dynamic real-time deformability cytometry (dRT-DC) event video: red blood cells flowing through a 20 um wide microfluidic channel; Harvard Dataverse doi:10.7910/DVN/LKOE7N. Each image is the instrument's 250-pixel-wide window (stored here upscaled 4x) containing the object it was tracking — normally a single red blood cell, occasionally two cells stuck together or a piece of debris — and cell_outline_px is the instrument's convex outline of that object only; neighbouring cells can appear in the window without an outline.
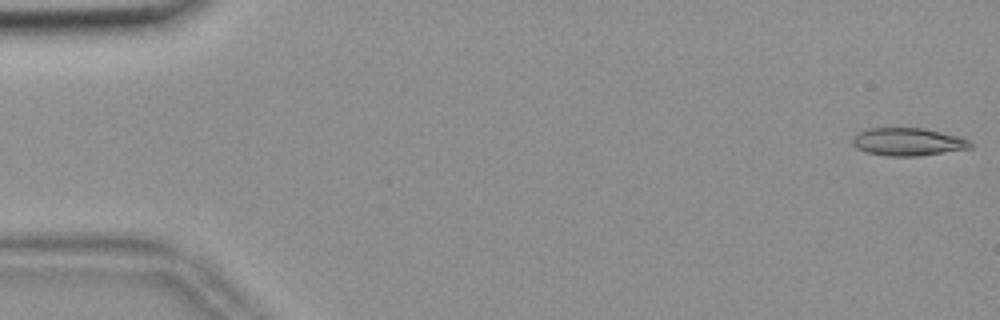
{"species": "common noctule bat (a hibernating species)", "species_latin": "Nyctalus noctula", "temperature_condition": "room temperature", "stored_images_in_passage": 55, "camera_frame_rate_fps": 3000, "um_per_image_px": 0.085, "animal": {"sex": "female", "body_mass_g": 18.4}, "frame": {"image": 1, "passage_image": 1, "time_ms": 0.0, "image_size_px": [1000, 320], "cell_outline_px": [[972, 148], [920, 156], [888, 156], [864, 152], [856, 148], [852, 144], [852, 140], [856, 132], [868, 128], [924, 128], [956, 136], [968, 140], [972, 144]], "centroid_in_image_um": [77.12, 12.06], "position_along_channel_um": 7.9, "area_um2": 19.19}}
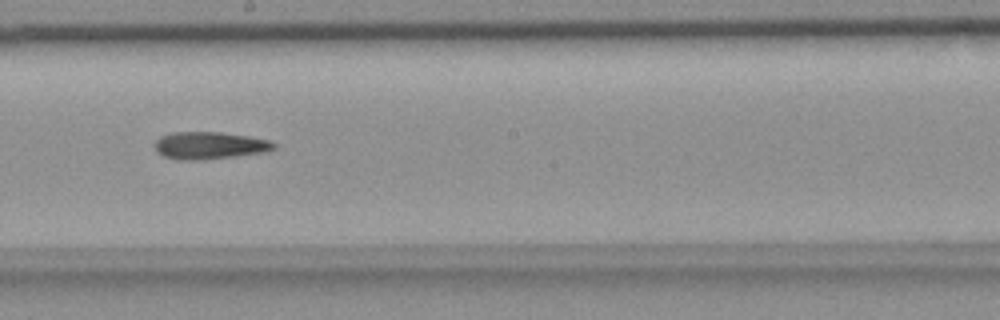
{"frame": {"image": 2, "passage_image": 31, "time_ms": 10.0, "image_size_px": [1000, 320], "cell_outline_px": [[276, 148], [268, 152], [232, 156], [192, 160], [180, 160], [164, 156], [156, 152], [156, 140], [160, 136], [172, 132], [220, 132], [248, 136], [272, 140], [276, 144]], "centroid_in_image_um": [17.85, 12.35], "position_along_channel_um": 230.4, "area_um2": 18.9}}
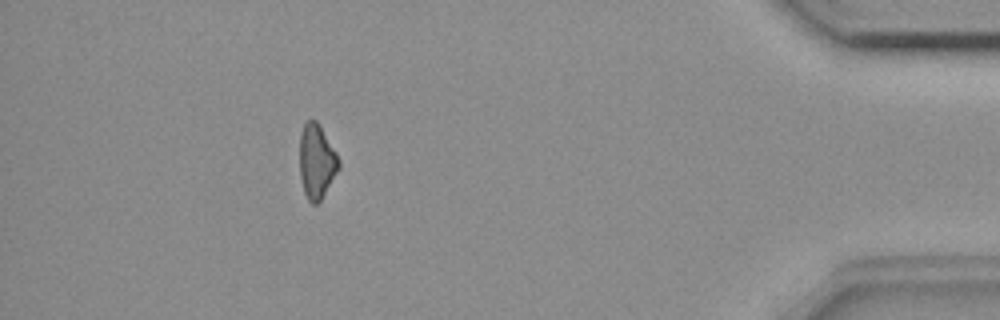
{"frame": {"image": 3, "passage_image": 50, "time_ms": 16.333, "image_size_px": [1000, 320], "cell_outline_px": [[340, 168], [320, 200], [316, 204], [312, 204], [308, 200], [304, 192], [300, 176], [300, 132], [304, 124], [308, 120], [316, 120], [336, 152], [340, 160]], "centroid_in_image_um": [26.91, 13.72], "position_along_channel_um": 408.3, "area_um2": 16.82}}